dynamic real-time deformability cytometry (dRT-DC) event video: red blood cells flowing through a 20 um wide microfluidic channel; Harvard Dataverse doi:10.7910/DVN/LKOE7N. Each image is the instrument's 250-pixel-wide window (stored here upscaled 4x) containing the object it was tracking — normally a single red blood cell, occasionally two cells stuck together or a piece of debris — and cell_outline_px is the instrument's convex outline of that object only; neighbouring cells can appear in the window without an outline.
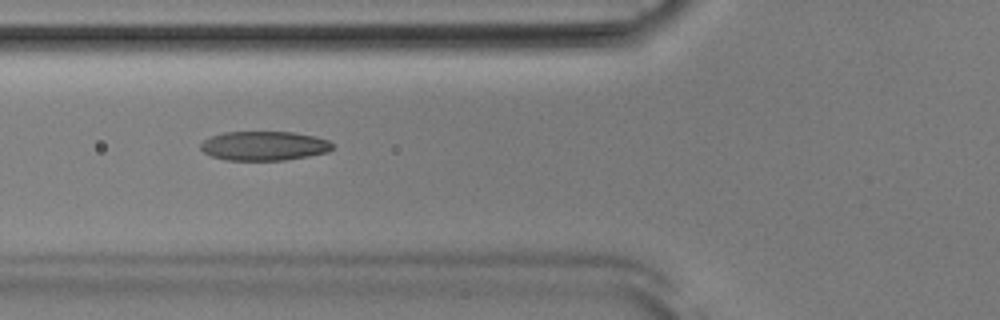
{"species": "Egyptian fruit bat (a non-hibernating species)", "species_latin": "Rousettus aegyptiacus", "temperature_condition": "room temperature", "stored_images_in_passage": 50, "camera_frame_rate_fps": 3000, "um_per_image_px": 0.085, "animal": {"sex": "male"}, "frame": {"image": 1, "passage_image": 17, "time_ms": 5.333, "image_size_px": [1000, 320], "cell_outline_px": [[332, 148], [328, 152], [308, 156], [284, 160], [224, 160], [212, 156], [204, 152], [200, 148], [200, 144], [208, 136], [224, 132], [292, 132], [312, 136], [328, 140], [332, 144]], "centroid_in_image_um": [22.4, 12.4], "position_along_channel_um": 103.4, "area_um2": 22.43}}
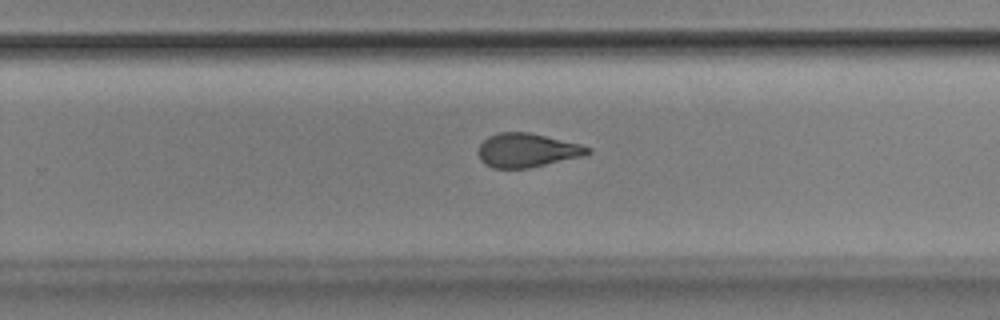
{"frame": {"image": 2, "passage_image": 31, "time_ms": 10.0, "image_size_px": [1000, 320], "cell_outline_px": [[592, 152], [584, 156], [528, 168], [492, 168], [484, 164], [480, 160], [476, 152], [480, 144], [488, 136], [500, 132], [528, 132], [580, 144], [592, 148]], "centroid_in_image_um": [44.77, 12.78], "position_along_channel_um": 285.0, "area_um2": 21.73}}
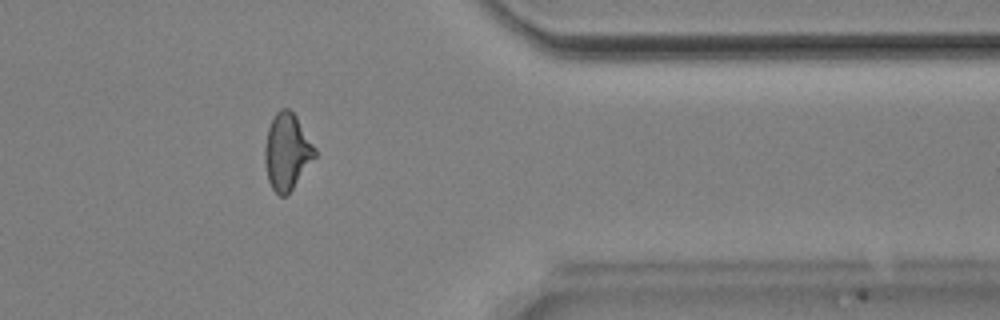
{"frame": {"image": 3, "passage_image": 40, "time_ms": 13.0, "image_size_px": [1000, 320], "cell_outline_px": [[316, 156], [292, 188], [284, 196], [280, 196], [272, 188], [268, 180], [264, 160], [264, 148], [268, 128], [276, 112], [280, 108], [288, 108], [296, 116], [316, 148]], "centroid_in_image_um": [24.38, 12.87], "position_along_channel_um": 387.0, "area_um2": 22.02}, "authors_computed_cell_mechanics": {"area_um2": 22.2241, "velocity_mm_per_s": 3.9035, "shape_relaxation_time_tau1_ms": 5.7507, "shape_relaxation_time_tau2_ms": 2.1605, "deformation_change_tau1": 0.1792, "deformation_change_tau2": 0.0945}}